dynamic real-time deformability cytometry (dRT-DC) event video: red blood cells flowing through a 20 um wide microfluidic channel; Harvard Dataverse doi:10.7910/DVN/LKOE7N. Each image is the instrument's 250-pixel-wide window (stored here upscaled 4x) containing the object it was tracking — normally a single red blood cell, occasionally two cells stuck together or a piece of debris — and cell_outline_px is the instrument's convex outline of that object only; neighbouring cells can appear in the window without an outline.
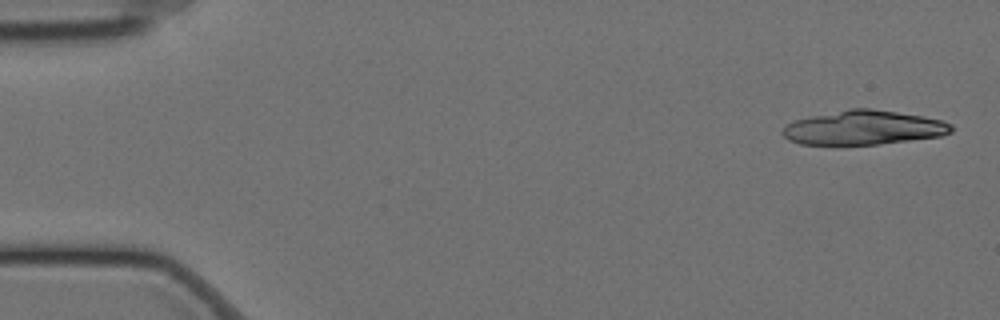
{"species": "Egyptian fruit bat (a non-hibernating species)", "species_latin": "Rousettus aegyptiacus", "temperature_condition": "cold", "stored_images_in_passage": 5, "camera_frame_rate_fps": 3000, "um_per_image_px": 0.085, "animal": {"sex": "female"}, "frame": {"image": 1, "passage_image": 1, "time_ms": 0.0, "image_size_px": [1000, 320], "cell_outline_px": [[952, 132], [940, 136], [880, 144], [832, 148], [800, 144], [788, 140], [780, 132], [792, 120], [848, 108], [872, 108], [924, 116], [940, 120], [952, 124]], "centroid_in_image_um": [73.32, 10.89], "position_along_channel_um": 11.7, "area_um2": 34.8}}